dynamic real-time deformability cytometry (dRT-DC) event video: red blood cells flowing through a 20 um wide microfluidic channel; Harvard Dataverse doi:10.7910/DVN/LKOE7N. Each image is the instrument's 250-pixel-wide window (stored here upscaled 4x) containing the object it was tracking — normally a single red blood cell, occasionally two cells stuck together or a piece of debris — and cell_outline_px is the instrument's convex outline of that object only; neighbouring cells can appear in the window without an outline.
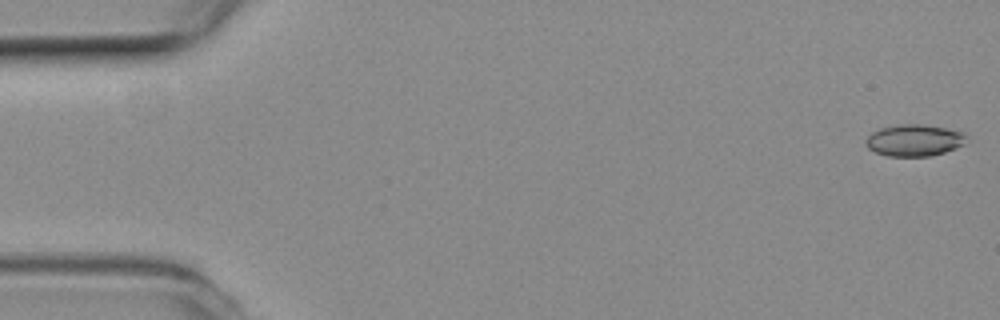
{"species": "common noctule bat (a hibernating species)", "species_latin": "Nyctalus noctula", "temperature_condition": "room temperature", "stored_images_in_passage": 5, "camera_frame_rate_fps": 3000, "um_per_image_px": 0.085, "animal": {"sex": "female", "body_mass_g": 19.3, "forearm_length_mm": 54.1}, "frame": {"image": 1, "passage_image": 1, "time_ms": 0.0, "image_size_px": [1000, 320], "cell_outline_px": [[968, 136], [964, 144], [956, 148], [932, 156], [888, 156], [876, 152], [868, 148], [864, 144], [864, 140], [872, 132], [880, 128], [900, 124], [924, 124], [964, 132]], "centroid_in_image_um": [77.71, 11.92], "position_along_channel_um": 7.3, "area_um2": 18.73}}